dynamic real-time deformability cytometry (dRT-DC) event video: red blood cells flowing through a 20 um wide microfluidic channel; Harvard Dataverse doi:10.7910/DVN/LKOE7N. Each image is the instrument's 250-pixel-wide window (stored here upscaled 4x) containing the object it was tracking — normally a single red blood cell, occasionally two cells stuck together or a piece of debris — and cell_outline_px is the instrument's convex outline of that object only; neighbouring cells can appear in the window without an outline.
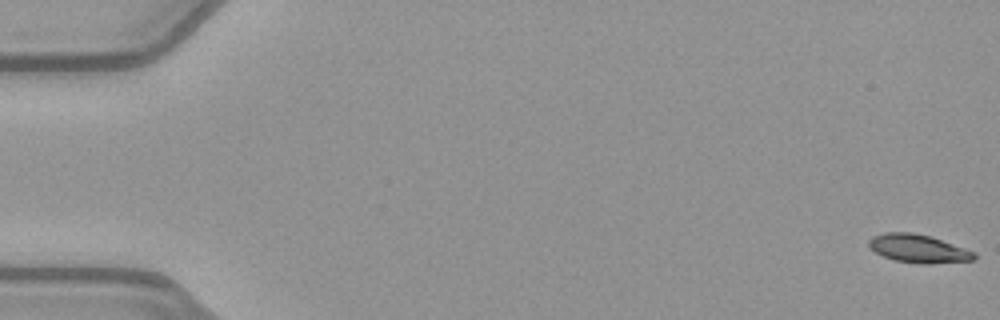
{"species": "common noctule bat (a hibernating species)", "species_latin": "Nyctalus noctula", "temperature_condition": "warm", "stored_images_in_passage": 54, "segment_of_instrument_passage": [1, 2], "camera_frame_rate_fps": 3000, "um_per_image_px": 0.085, "animal": {"sex": "female", "body_mass_g": 21.9}, "frame": {"image": 1, "passage_image": 1, "time_ms": 0.0, "image_size_px": [1000, 320], "cell_outline_px": [[976, 260], [928, 264], [924, 264], [896, 260], [884, 256], [868, 248], [868, 240], [872, 236], [884, 232], [912, 232], [932, 236], [976, 252]], "centroid_in_image_um": [78.07, 21.12], "position_along_channel_um": 6.9, "area_um2": 17.51}}
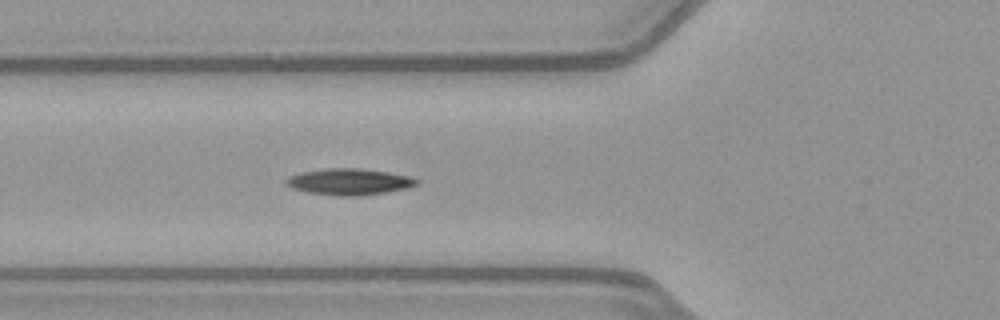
{"frame": {"image": 2, "passage_image": 20, "time_ms": 6.333, "image_size_px": [1000, 320], "cell_outline_px": [[420, 184], [408, 188], [360, 196], [336, 196], [308, 192], [292, 188], [284, 184], [284, 180], [288, 176], [300, 172], [324, 168], [360, 168], [388, 172], [408, 176], [420, 180]], "centroid_in_image_um": [29.66, 15.44], "position_along_channel_um": 96.1, "area_um2": 20.29}}
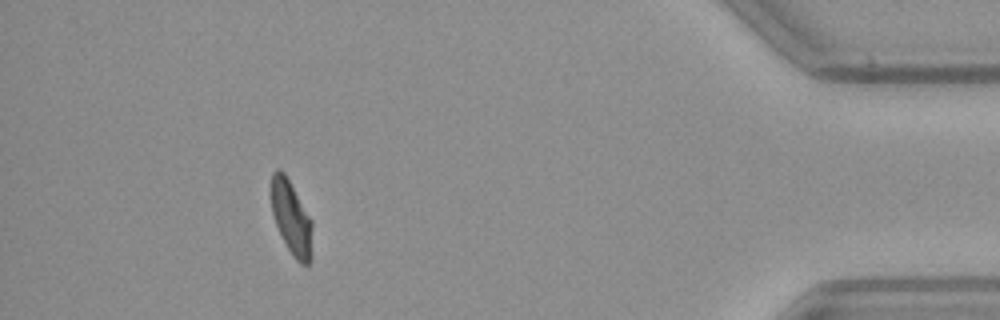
{"frame": {"image": 3, "passage_image": 48, "time_ms": 15.667, "image_size_px": [1000, 320], "cell_outline_px": [[312, 260], [308, 264], [300, 264], [292, 256], [276, 224], [272, 212], [268, 192], [268, 188], [272, 172], [276, 168], [280, 168], [284, 172], [312, 220]], "centroid_in_image_um": [24.73, 18.46], "position_along_channel_um": 410.5, "area_um2": 18.21}}